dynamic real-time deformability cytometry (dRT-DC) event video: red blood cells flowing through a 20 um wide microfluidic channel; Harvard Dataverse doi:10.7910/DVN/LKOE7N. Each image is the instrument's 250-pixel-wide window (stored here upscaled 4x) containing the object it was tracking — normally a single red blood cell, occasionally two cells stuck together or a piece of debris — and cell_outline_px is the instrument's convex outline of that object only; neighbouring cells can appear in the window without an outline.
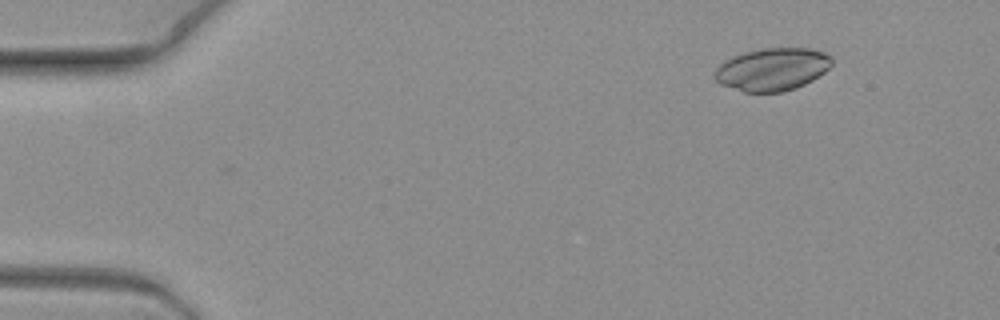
{"species": "common noctule bat (a hibernating species)", "species_latin": "Nyctalus noctula", "temperature_condition": "warm", "stored_images_in_passage": 8, "camera_frame_rate_fps": 3000, "um_per_image_px": 0.085, "animal": {"sex": "female", "body_mass_g": 19.3, "forearm_length_mm": 54.1}, "frame": {"image": 1, "passage_image": 1, "time_ms": 0.0, "image_size_px": [1000, 320], "cell_outline_px": [[832, 64], [824, 72], [812, 80], [796, 88], [780, 92], [744, 92], [720, 84], [712, 76], [716, 68], [720, 64], [732, 56], [744, 52], [764, 48], [812, 48], [824, 52], [832, 56]], "centroid_in_image_um": [65.64, 5.88], "position_along_channel_um": 19.4, "area_um2": 29.25}}
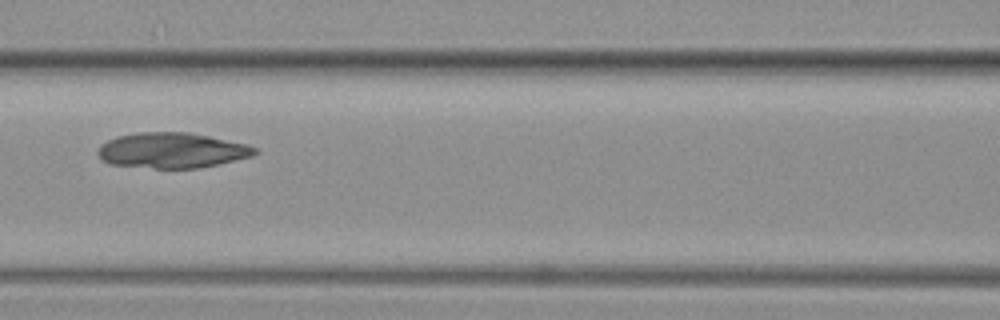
{"frame": {"image": 2, "passage_image": 7, "time_ms": 2.0, "image_size_px": [1000, 320], "cell_outline_px": [[256, 152], [252, 156], [216, 164], [196, 168], [156, 168], [112, 164], [104, 160], [96, 152], [100, 144], [116, 136], [136, 132], [188, 132], [208, 136], [244, 144], [256, 148]], "centroid_in_image_um": [14.55, 12.77], "position_along_channel_um": 152.0, "area_um2": 31.91}}